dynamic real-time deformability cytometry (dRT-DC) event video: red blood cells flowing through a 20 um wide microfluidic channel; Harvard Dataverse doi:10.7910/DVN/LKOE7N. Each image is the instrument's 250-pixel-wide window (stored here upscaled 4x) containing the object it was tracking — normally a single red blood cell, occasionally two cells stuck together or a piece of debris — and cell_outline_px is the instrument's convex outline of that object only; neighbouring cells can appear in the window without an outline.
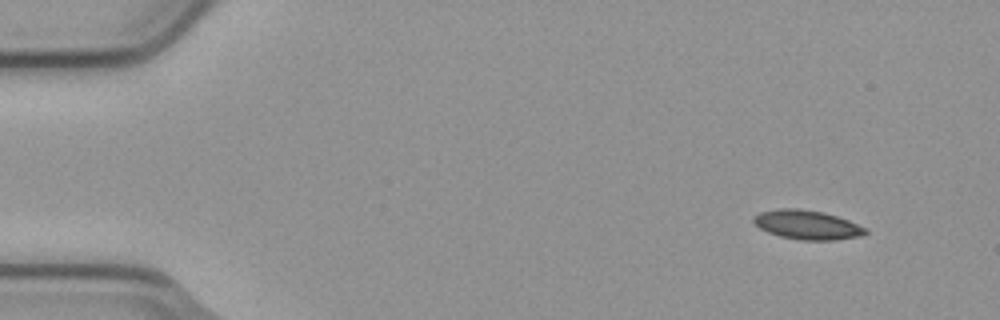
{"species": "common noctule bat (a hibernating species)", "species_latin": "Nyctalus noctula", "temperature_condition": "cold", "stored_images_in_passage": 4, "camera_frame_rate_fps": 3000, "um_per_image_px": 0.085, "animal": {"sex": "male", "body_mass_g": 23.1, "forearm_length_mm": 52.7}, "frame": {"image": 1, "passage_image": 1, "time_ms": 0.0, "image_size_px": [1000, 320], "cell_outline_px": [[868, 232], [860, 236], [832, 240], [804, 240], [780, 236], [768, 232], [760, 228], [752, 220], [752, 216], [760, 212], [776, 208], [800, 208], [824, 212], [848, 220], [868, 228]], "centroid_in_image_um": [68.6, 19.09], "position_along_channel_um": 16.4, "area_um2": 19.07}}
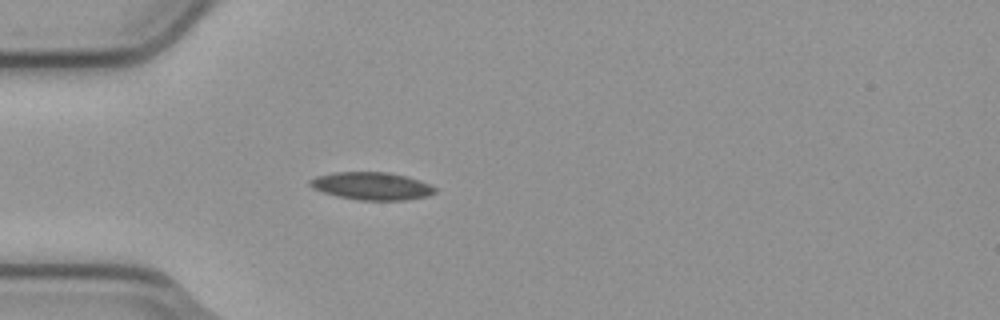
{"frame": {"image": 2, "passage_image": 4, "time_ms": 1.0, "image_size_px": [1000, 320], "cell_outline_px": [[436, 192], [428, 196], [404, 200], [360, 200], [340, 196], [324, 192], [312, 188], [308, 184], [308, 180], [316, 176], [332, 172], [388, 172], [408, 176], [432, 184], [436, 188]], "centroid_in_image_um": [31.62, 15.8], "position_along_channel_um": 53.4, "area_um2": 20.29}}